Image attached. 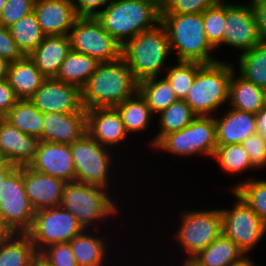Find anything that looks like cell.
I'll list each match as a JSON object with an SVG mask.
<instances>
[{
    "label": "cell",
    "mask_w": 266,
    "mask_h": 266,
    "mask_svg": "<svg viewBox=\"0 0 266 266\" xmlns=\"http://www.w3.org/2000/svg\"><path fill=\"white\" fill-rule=\"evenodd\" d=\"M138 92V81L121 56L100 62L96 71L81 88L84 109L112 108Z\"/></svg>",
    "instance_id": "6da1fadb"
},
{
    "label": "cell",
    "mask_w": 266,
    "mask_h": 266,
    "mask_svg": "<svg viewBox=\"0 0 266 266\" xmlns=\"http://www.w3.org/2000/svg\"><path fill=\"white\" fill-rule=\"evenodd\" d=\"M95 17L123 46L139 33L155 28L161 22V8L150 0H112Z\"/></svg>",
    "instance_id": "7a4b0ae2"
},
{
    "label": "cell",
    "mask_w": 266,
    "mask_h": 266,
    "mask_svg": "<svg viewBox=\"0 0 266 266\" xmlns=\"http://www.w3.org/2000/svg\"><path fill=\"white\" fill-rule=\"evenodd\" d=\"M168 34L171 51L177 61L211 64L219 61L211 57L215 48L208 42L204 31L202 13H161V22Z\"/></svg>",
    "instance_id": "3957f363"
},
{
    "label": "cell",
    "mask_w": 266,
    "mask_h": 266,
    "mask_svg": "<svg viewBox=\"0 0 266 266\" xmlns=\"http://www.w3.org/2000/svg\"><path fill=\"white\" fill-rule=\"evenodd\" d=\"M171 54L168 34L161 23L139 33L122 46V57L138 82L160 76L166 70V60Z\"/></svg>",
    "instance_id": "277c9868"
},
{
    "label": "cell",
    "mask_w": 266,
    "mask_h": 266,
    "mask_svg": "<svg viewBox=\"0 0 266 266\" xmlns=\"http://www.w3.org/2000/svg\"><path fill=\"white\" fill-rule=\"evenodd\" d=\"M235 66L219 60L203 64L184 101L197 116H215L220 106L228 104L229 85Z\"/></svg>",
    "instance_id": "5b68a950"
},
{
    "label": "cell",
    "mask_w": 266,
    "mask_h": 266,
    "mask_svg": "<svg viewBox=\"0 0 266 266\" xmlns=\"http://www.w3.org/2000/svg\"><path fill=\"white\" fill-rule=\"evenodd\" d=\"M109 190L73 181L64 185L60 206L69 211L84 229L120 213ZM104 219V220H103ZM97 221V222H96Z\"/></svg>",
    "instance_id": "8992f818"
},
{
    "label": "cell",
    "mask_w": 266,
    "mask_h": 266,
    "mask_svg": "<svg viewBox=\"0 0 266 266\" xmlns=\"http://www.w3.org/2000/svg\"><path fill=\"white\" fill-rule=\"evenodd\" d=\"M153 147L174 156L213 158L217 147L214 116H197L187 127L164 135Z\"/></svg>",
    "instance_id": "52a82bcc"
},
{
    "label": "cell",
    "mask_w": 266,
    "mask_h": 266,
    "mask_svg": "<svg viewBox=\"0 0 266 266\" xmlns=\"http://www.w3.org/2000/svg\"><path fill=\"white\" fill-rule=\"evenodd\" d=\"M180 214L181 223L174 238L188 255V261L222 235V216L220 209H195Z\"/></svg>",
    "instance_id": "ba28073f"
},
{
    "label": "cell",
    "mask_w": 266,
    "mask_h": 266,
    "mask_svg": "<svg viewBox=\"0 0 266 266\" xmlns=\"http://www.w3.org/2000/svg\"><path fill=\"white\" fill-rule=\"evenodd\" d=\"M69 146L74 160L75 181L109 190V173L114 162V151L111 154L110 149L99 144L87 133Z\"/></svg>",
    "instance_id": "9c48e42d"
},
{
    "label": "cell",
    "mask_w": 266,
    "mask_h": 266,
    "mask_svg": "<svg viewBox=\"0 0 266 266\" xmlns=\"http://www.w3.org/2000/svg\"><path fill=\"white\" fill-rule=\"evenodd\" d=\"M71 50L99 62H111L122 56V46L95 16H78L69 31Z\"/></svg>",
    "instance_id": "30bf717a"
},
{
    "label": "cell",
    "mask_w": 266,
    "mask_h": 266,
    "mask_svg": "<svg viewBox=\"0 0 266 266\" xmlns=\"http://www.w3.org/2000/svg\"><path fill=\"white\" fill-rule=\"evenodd\" d=\"M236 197L231 209L220 208L222 216V234L231 239L250 258L249 253L266 236V224L261 218L240 198Z\"/></svg>",
    "instance_id": "8fae6325"
},
{
    "label": "cell",
    "mask_w": 266,
    "mask_h": 266,
    "mask_svg": "<svg viewBox=\"0 0 266 266\" xmlns=\"http://www.w3.org/2000/svg\"><path fill=\"white\" fill-rule=\"evenodd\" d=\"M35 212L26 196L23 166L15 167L0 187V215L13 233H27Z\"/></svg>",
    "instance_id": "7c38bea8"
},
{
    "label": "cell",
    "mask_w": 266,
    "mask_h": 266,
    "mask_svg": "<svg viewBox=\"0 0 266 266\" xmlns=\"http://www.w3.org/2000/svg\"><path fill=\"white\" fill-rule=\"evenodd\" d=\"M83 230L69 211L58 206L36 211L32 227L27 234L40 253L50 245L69 242Z\"/></svg>",
    "instance_id": "4fadbf2b"
},
{
    "label": "cell",
    "mask_w": 266,
    "mask_h": 266,
    "mask_svg": "<svg viewBox=\"0 0 266 266\" xmlns=\"http://www.w3.org/2000/svg\"><path fill=\"white\" fill-rule=\"evenodd\" d=\"M261 42L251 4L226 1L223 46H232L244 53Z\"/></svg>",
    "instance_id": "5bb4252c"
},
{
    "label": "cell",
    "mask_w": 266,
    "mask_h": 266,
    "mask_svg": "<svg viewBox=\"0 0 266 266\" xmlns=\"http://www.w3.org/2000/svg\"><path fill=\"white\" fill-rule=\"evenodd\" d=\"M29 100L42 113H74L83 108L81 89L55 78H46Z\"/></svg>",
    "instance_id": "9a60e30c"
},
{
    "label": "cell",
    "mask_w": 266,
    "mask_h": 266,
    "mask_svg": "<svg viewBox=\"0 0 266 266\" xmlns=\"http://www.w3.org/2000/svg\"><path fill=\"white\" fill-rule=\"evenodd\" d=\"M35 171L63 180L75 181L74 160L69 144L51 143L40 140L35 158L29 164Z\"/></svg>",
    "instance_id": "2e32d148"
},
{
    "label": "cell",
    "mask_w": 266,
    "mask_h": 266,
    "mask_svg": "<svg viewBox=\"0 0 266 266\" xmlns=\"http://www.w3.org/2000/svg\"><path fill=\"white\" fill-rule=\"evenodd\" d=\"M86 113V133L99 144L111 148L125 142L128 134L115 107L86 109Z\"/></svg>",
    "instance_id": "e0dca14e"
},
{
    "label": "cell",
    "mask_w": 266,
    "mask_h": 266,
    "mask_svg": "<svg viewBox=\"0 0 266 266\" xmlns=\"http://www.w3.org/2000/svg\"><path fill=\"white\" fill-rule=\"evenodd\" d=\"M87 113H43V141L72 144L86 134Z\"/></svg>",
    "instance_id": "ac0fdd59"
},
{
    "label": "cell",
    "mask_w": 266,
    "mask_h": 266,
    "mask_svg": "<svg viewBox=\"0 0 266 266\" xmlns=\"http://www.w3.org/2000/svg\"><path fill=\"white\" fill-rule=\"evenodd\" d=\"M23 182L26 196L35 211L60 206L66 184L63 180L23 166Z\"/></svg>",
    "instance_id": "d6986e66"
},
{
    "label": "cell",
    "mask_w": 266,
    "mask_h": 266,
    "mask_svg": "<svg viewBox=\"0 0 266 266\" xmlns=\"http://www.w3.org/2000/svg\"><path fill=\"white\" fill-rule=\"evenodd\" d=\"M39 139L18 130L4 117L0 120V152L16 167L29 166L35 158Z\"/></svg>",
    "instance_id": "ffe728a7"
},
{
    "label": "cell",
    "mask_w": 266,
    "mask_h": 266,
    "mask_svg": "<svg viewBox=\"0 0 266 266\" xmlns=\"http://www.w3.org/2000/svg\"><path fill=\"white\" fill-rule=\"evenodd\" d=\"M33 12L45 35H68L78 17L71 0H35Z\"/></svg>",
    "instance_id": "44dd1931"
},
{
    "label": "cell",
    "mask_w": 266,
    "mask_h": 266,
    "mask_svg": "<svg viewBox=\"0 0 266 266\" xmlns=\"http://www.w3.org/2000/svg\"><path fill=\"white\" fill-rule=\"evenodd\" d=\"M228 108L223 117L214 116L217 146L242 144L257 132L256 114Z\"/></svg>",
    "instance_id": "7402d4cb"
},
{
    "label": "cell",
    "mask_w": 266,
    "mask_h": 266,
    "mask_svg": "<svg viewBox=\"0 0 266 266\" xmlns=\"http://www.w3.org/2000/svg\"><path fill=\"white\" fill-rule=\"evenodd\" d=\"M70 51L68 35H45L40 45L28 56L46 78H55Z\"/></svg>",
    "instance_id": "603a6c76"
},
{
    "label": "cell",
    "mask_w": 266,
    "mask_h": 266,
    "mask_svg": "<svg viewBox=\"0 0 266 266\" xmlns=\"http://www.w3.org/2000/svg\"><path fill=\"white\" fill-rule=\"evenodd\" d=\"M249 259L231 239L222 234L191 261L196 266H241Z\"/></svg>",
    "instance_id": "cb8c5ba5"
},
{
    "label": "cell",
    "mask_w": 266,
    "mask_h": 266,
    "mask_svg": "<svg viewBox=\"0 0 266 266\" xmlns=\"http://www.w3.org/2000/svg\"><path fill=\"white\" fill-rule=\"evenodd\" d=\"M45 79L29 56L9 64L7 80L19 99H30Z\"/></svg>",
    "instance_id": "d4e9b609"
},
{
    "label": "cell",
    "mask_w": 266,
    "mask_h": 266,
    "mask_svg": "<svg viewBox=\"0 0 266 266\" xmlns=\"http://www.w3.org/2000/svg\"><path fill=\"white\" fill-rule=\"evenodd\" d=\"M39 253L27 233H13L0 242V266H35Z\"/></svg>",
    "instance_id": "484cf974"
},
{
    "label": "cell",
    "mask_w": 266,
    "mask_h": 266,
    "mask_svg": "<svg viewBox=\"0 0 266 266\" xmlns=\"http://www.w3.org/2000/svg\"><path fill=\"white\" fill-rule=\"evenodd\" d=\"M265 90L256 86L234 70L229 85L228 105L231 108L257 114L264 106Z\"/></svg>",
    "instance_id": "4316f807"
},
{
    "label": "cell",
    "mask_w": 266,
    "mask_h": 266,
    "mask_svg": "<svg viewBox=\"0 0 266 266\" xmlns=\"http://www.w3.org/2000/svg\"><path fill=\"white\" fill-rule=\"evenodd\" d=\"M90 229H84L73 237L69 243L78 266H105L107 258V241L99 234L91 235Z\"/></svg>",
    "instance_id": "83f0119b"
},
{
    "label": "cell",
    "mask_w": 266,
    "mask_h": 266,
    "mask_svg": "<svg viewBox=\"0 0 266 266\" xmlns=\"http://www.w3.org/2000/svg\"><path fill=\"white\" fill-rule=\"evenodd\" d=\"M99 63L93 57L71 50L61 64L55 79L76 85L81 89L96 71Z\"/></svg>",
    "instance_id": "f1b7e54d"
},
{
    "label": "cell",
    "mask_w": 266,
    "mask_h": 266,
    "mask_svg": "<svg viewBox=\"0 0 266 266\" xmlns=\"http://www.w3.org/2000/svg\"><path fill=\"white\" fill-rule=\"evenodd\" d=\"M120 113L125 130L129 133L146 131L152 124L154 114L148 107L146 100L137 92L115 107ZM151 121V122H150Z\"/></svg>",
    "instance_id": "f546056e"
},
{
    "label": "cell",
    "mask_w": 266,
    "mask_h": 266,
    "mask_svg": "<svg viewBox=\"0 0 266 266\" xmlns=\"http://www.w3.org/2000/svg\"><path fill=\"white\" fill-rule=\"evenodd\" d=\"M4 118L21 132L43 141V113L29 99H19Z\"/></svg>",
    "instance_id": "4dcf8cb0"
},
{
    "label": "cell",
    "mask_w": 266,
    "mask_h": 266,
    "mask_svg": "<svg viewBox=\"0 0 266 266\" xmlns=\"http://www.w3.org/2000/svg\"><path fill=\"white\" fill-rule=\"evenodd\" d=\"M159 78L150 77L138 82V92L155 116L178 100L170 82L165 77Z\"/></svg>",
    "instance_id": "1f68e13d"
},
{
    "label": "cell",
    "mask_w": 266,
    "mask_h": 266,
    "mask_svg": "<svg viewBox=\"0 0 266 266\" xmlns=\"http://www.w3.org/2000/svg\"><path fill=\"white\" fill-rule=\"evenodd\" d=\"M238 60V75L266 90V43L240 53Z\"/></svg>",
    "instance_id": "d6a6232c"
},
{
    "label": "cell",
    "mask_w": 266,
    "mask_h": 266,
    "mask_svg": "<svg viewBox=\"0 0 266 266\" xmlns=\"http://www.w3.org/2000/svg\"><path fill=\"white\" fill-rule=\"evenodd\" d=\"M159 117V132L153 140L150 141L152 147L168 133L179 131L187 127L197 115L192 111L191 107L184 100H176L168 108L161 111Z\"/></svg>",
    "instance_id": "836d02e7"
},
{
    "label": "cell",
    "mask_w": 266,
    "mask_h": 266,
    "mask_svg": "<svg viewBox=\"0 0 266 266\" xmlns=\"http://www.w3.org/2000/svg\"><path fill=\"white\" fill-rule=\"evenodd\" d=\"M8 29L12 39L26 56L31 54L45 37L34 12L25 15Z\"/></svg>",
    "instance_id": "e575fe53"
},
{
    "label": "cell",
    "mask_w": 266,
    "mask_h": 266,
    "mask_svg": "<svg viewBox=\"0 0 266 266\" xmlns=\"http://www.w3.org/2000/svg\"><path fill=\"white\" fill-rule=\"evenodd\" d=\"M234 191L266 224V180L248 179L232 185Z\"/></svg>",
    "instance_id": "d590c367"
},
{
    "label": "cell",
    "mask_w": 266,
    "mask_h": 266,
    "mask_svg": "<svg viewBox=\"0 0 266 266\" xmlns=\"http://www.w3.org/2000/svg\"><path fill=\"white\" fill-rule=\"evenodd\" d=\"M213 158L226 173H235L256 170L249 159L242 144H229L217 146Z\"/></svg>",
    "instance_id": "8d00e7d4"
},
{
    "label": "cell",
    "mask_w": 266,
    "mask_h": 266,
    "mask_svg": "<svg viewBox=\"0 0 266 266\" xmlns=\"http://www.w3.org/2000/svg\"><path fill=\"white\" fill-rule=\"evenodd\" d=\"M202 65L197 62L177 61V65L167 66L164 77L170 82L177 99H185Z\"/></svg>",
    "instance_id": "74e56055"
},
{
    "label": "cell",
    "mask_w": 266,
    "mask_h": 266,
    "mask_svg": "<svg viewBox=\"0 0 266 266\" xmlns=\"http://www.w3.org/2000/svg\"><path fill=\"white\" fill-rule=\"evenodd\" d=\"M225 1L218 0L202 13L204 31L208 42L215 48L223 44L225 28Z\"/></svg>",
    "instance_id": "f35d334b"
},
{
    "label": "cell",
    "mask_w": 266,
    "mask_h": 266,
    "mask_svg": "<svg viewBox=\"0 0 266 266\" xmlns=\"http://www.w3.org/2000/svg\"><path fill=\"white\" fill-rule=\"evenodd\" d=\"M44 266H78L69 242L50 245L39 253Z\"/></svg>",
    "instance_id": "ab89813d"
},
{
    "label": "cell",
    "mask_w": 266,
    "mask_h": 266,
    "mask_svg": "<svg viewBox=\"0 0 266 266\" xmlns=\"http://www.w3.org/2000/svg\"><path fill=\"white\" fill-rule=\"evenodd\" d=\"M35 0H7L0 14V24L9 28L25 15L33 12Z\"/></svg>",
    "instance_id": "60d3db41"
},
{
    "label": "cell",
    "mask_w": 266,
    "mask_h": 266,
    "mask_svg": "<svg viewBox=\"0 0 266 266\" xmlns=\"http://www.w3.org/2000/svg\"><path fill=\"white\" fill-rule=\"evenodd\" d=\"M218 0H167L161 13L198 14L213 6Z\"/></svg>",
    "instance_id": "b9f144b4"
},
{
    "label": "cell",
    "mask_w": 266,
    "mask_h": 266,
    "mask_svg": "<svg viewBox=\"0 0 266 266\" xmlns=\"http://www.w3.org/2000/svg\"><path fill=\"white\" fill-rule=\"evenodd\" d=\"M252 166L256 169L266 166V139L258 132L242 142Z\"/></svg>",
    "instance_id": "7bdbcfd3"
},
{
    "label": "cell",
    "mask_w": 266,
    "mask_h": 266,
    "mask_svg": "<svg viewBox=\"0 0 266 266\" xmlns=\"http://www.w3.org/2000/svg\"><path fill=\"white\" fill-rule=\"evenodd\" d=\"M24 56L12 39L9 29L0 24V58L11 63L20 60Z\"/></svg>",
    "instance_id": "ee69618b"
},
{
    "label": "cell",
    "mask_w": 266,
    "mask_h": 266,
    "mask_svg": "<svg viewBox=\"0 0 266 266\" xmlns=\"http://www.w3.org/2000/svg\"><path fill=\"white\" fill-rule=\"evenodd\" d=\"M78 16H96L101 7L108 5L112 0H71Z\"/></svg>",
    "instance_id": "f6af8a7d"
},
{
    "label": "cell",
    "mask_w": 266,
    "mask_h": 266,
    "mask_svg": "<svg viewBox=\"0 0 266 266\" xmlns=\"http://www.w3.org/2000/svg\"><path fill=\"white\" fill-rule=\"evenodd\" d=\"M19 98L7 79L0 81V115L4 117Z\"/></svg>",
    "instance_id": "bcb514c9"
},
{
    "label": "cell",
    "mask_w": 266,
    "mask_h": 266,
    "mask_svg": "<svg viewBox=\"0 0 266 266\" xmlns=\"http://www.w3.org/2000/svg\"><path fill=\"white\" fill-rule=\"evenodd\" d=\"M261 41L266 43V0H250Z\"/></svg>",
    "instance_id": "7dc6e473"
},
{
    "label": "cell",
    "mask_w": 266,
    "mask_h": 266,
    "mask_svg": "<svg viewBox=\"0 0 266 266\" xmlns=\"http://www.w3.org/2000/svg\"><path fill=\"white\" fill-rule=\"evenodd\" d=\"M257 132L266 139V109L256 114Z\"/></svg>",
    "instance_id": "c3c4849f"
},
{
    "label": "cell",
    "mask_w": 266,
    "mask_h": 266,
    "mask_svg": "<svg viewBox=\"0 0 266 266\" xmlns=\"http://www.w3.org/2000/svg\"><path fill=\"white\" fill-rule=\"evenodd\" d=\"M12 234H13V232L6 225V223L4 222V220L2 219V217L0 215V242L9 238Z\"/></svg>",
    "instance_id": "681fc988"
},
{
    "label": "cell",
    "mask_w": 266,
    "mask_h": 266,
    "mask_svg": "<svg viewBox=\"0 0 266 266\" xmlns=\"http://www.w3.org/2000/svg\"><path fill=\"white\" fill-rule=\"evenodd\" d=\"M15 165H0V187L7 175L15 168Z\"/></svg>",
    "instance_id": "f907efd6"
},
{
    "label": "cell",
    "mask_w": 266,
    "mask_h": 266,
    "mask_svg": "<svg viewBox=\"0 0 266 266\" xmlns=\"http://www.w3.org/2000/svg\"><path fill=\"white\" fill-rule=\"evenodd\" d=\"M9 62L3 58H0V81L7 79Z\"/></svg>",
    "instance_id": "816d5d0a"
},
{
    "label": "cell",
    "mask_w": 266,
    "mask_h": 266,
    "mask_svg": "<svg viewBox=\"0 0 266 266\" xmlns=\"http://www.w3.org/2000/svg\"><path fill=\"white\" fill-rule=\"evenodd\" d=\"M152 2H154L155 4H157L160 8L163 7V5L166 3L167 0H150Z\"/></svg>",
    "instance_id": "f5cc1de1"
},
{
    "label": "cell",
    "mask_w": 266,
    "mask_h": 266,
    "mask_svg": "<svg viewBox=\"0 0 266 266\" xmlns=\"http://www.w3.org/2000/svg\"><path fill=\"white\" fill-rule=\"evenodd\" d=\"M0 165H12L11 163L5 161V159L2 156L1 152H0Z\"/></svg>",
    "instance_id": "db71d44e"
},
{
    "label": "cell",
    "mask_w": 266,
    "mask_h": 266,
    "mask_svg": "<svg viewBox=\"0 0 266 266\" xmlns=\"http://www.w3.org/2000/svg\"><path fill=\"white\" fill-rule=\"evenodd\" d=\"M241 266H257L255 263H253L252 258H250L248 261H246L243 265Z\"/></svg>",
    "instance_id": "11a10c76"
},
{
    "label": "cell",
    "mask_w": 266,
    "mask_h": 266,
    "mask_svg": "<svg viewBox=\"0 0 266 266\" xmlns=\"http://www.w3.org/2000/svg\"><path fill=\"white\" fill-rule=\"evenodd\" d=\"M183 266H196L191 260H183Z\"/></svg>",
    "instance_id": "9f6ffc18"
},
{
    "label": "cell",
    "mask_w": 266,
    "mask_h": 266,
    "mask_svg": "<svg viewBox=\"0 0 266 266\" xmlns=\"http://www.w3.org/2000/svg\"><path fill=\"white\" fill-rule=\"evenodd\" d=\"M7 3V0H0V14L2 12L3 7L5 6V4Z\"/></svg>",
    "instance_id": "6f0895ef"
},
{
    "label": "cell",
    "mask_w": 266,
    "mask_h": 266,
    "mask_svg": "<svg viewBox=\"0 0 266 266\" xmlns=\"http://www.w3.org/2000/svg\"><path fill=\"white\" fill-rule=\"evenodd\" d=\"M264 109H266V90H265V94H264V106H263Z\"/></svg>",
    "instance_id": "680465c9"
},
{
    "label": "cell",
    "mask_w": 266,
    "mask_h": 266,
    "mask_svg": "<svg viewBox=\"0 0 266 266\" xmlns=\"http://www.w3.org/2000/svg\"><path fill=\"white\" fill-rule=\"evenodd\" d=\"M35 266H44L40 262H38Z\"/></svg>",
    "instance_id": "91938a15"
}]
</instances>
